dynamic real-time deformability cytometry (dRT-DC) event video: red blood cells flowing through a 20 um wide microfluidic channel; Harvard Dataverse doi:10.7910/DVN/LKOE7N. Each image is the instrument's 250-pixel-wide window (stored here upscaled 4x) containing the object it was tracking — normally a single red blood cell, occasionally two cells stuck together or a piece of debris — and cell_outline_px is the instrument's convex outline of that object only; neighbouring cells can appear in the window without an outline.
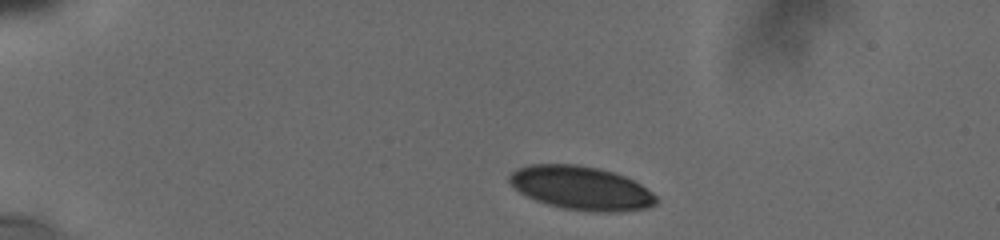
{"species": "human", "species_latin": "Homo sapiens", "temperature_condition": "cold", "stored_images_in_passage": 10, "camera_frame_rate_fps": 3000, "um_per_image_px": 0.085, "donor": {"sex": "male"}, "frame": {"image": 1, "passage_image": 1, "time_ms": 0.0, "image_size_px": [1000, 240], "cell_outline_px": [[656, 204], [648, 208], [620, 212], [592, 212], [564, 208], [548, 204], [536, 200], [520, 192], [508, 180], [508, 176], [516, 168], [532, 164], [576, 164], [596, 168], [612, 172], [624, 176], [640, 184], [652, 192], [656, 196]], "centroid_in_image_um": [49.41, 15.99], "position_along_channel_um": 35.6, "area_um2": 37.17}}
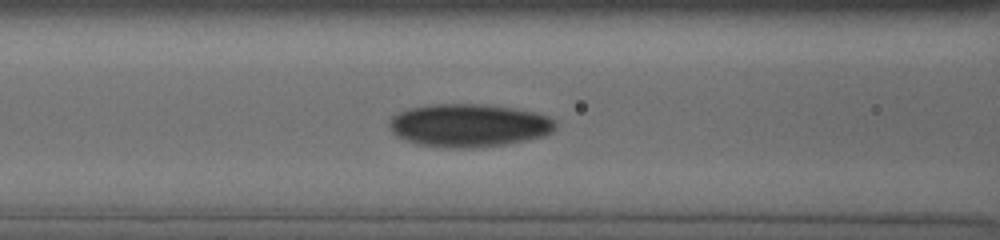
{"frame": {"image": 2, "passage_image": 8, "time_ms": 4.333, "image_size_px": [1000, 240], "cell_outline_px": [[556, 128], [552, 132], [544, 136], [504, 144], [476, 148], [452, 148], [416, 144], [396, 136], [388, 128], [388, 120], [392, 116], [408, 108], [432, 104], [488, 104], [512, 108], [532, 112], [548, 116], [556, 120]], "centroid_in_image_um": [39.83, 10.65], "position_along_channel_um": 126.8, "area_um2": 41.91}}
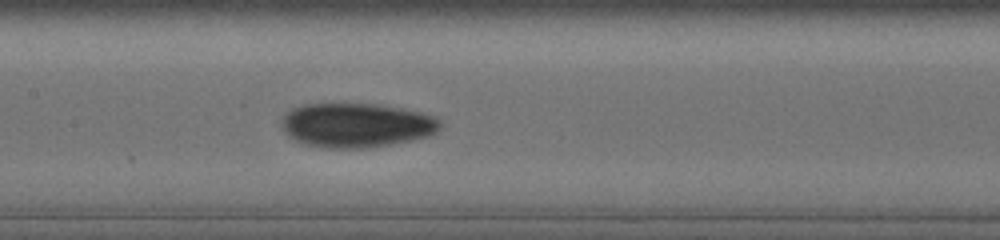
{"frame": {"image": 3, "passage_image": 10, "time_ms": 5.667, "image_size_px": [1000, 240], "cell_outline_px": [[440, 128], [436, 132], [428, 136], [412, 140], [368, 148], [324, 148], [304, 144], [288, 136], [280, 128], [280, 120], [292, 108], [304, 104], [376, 104], [400, 108], [420, 112], [436, 116], [440, 120]], "centroid_in_image_um": [30.27, 10.65], "position_along_channel_um": 177.1, "area_um2": 41.15}}